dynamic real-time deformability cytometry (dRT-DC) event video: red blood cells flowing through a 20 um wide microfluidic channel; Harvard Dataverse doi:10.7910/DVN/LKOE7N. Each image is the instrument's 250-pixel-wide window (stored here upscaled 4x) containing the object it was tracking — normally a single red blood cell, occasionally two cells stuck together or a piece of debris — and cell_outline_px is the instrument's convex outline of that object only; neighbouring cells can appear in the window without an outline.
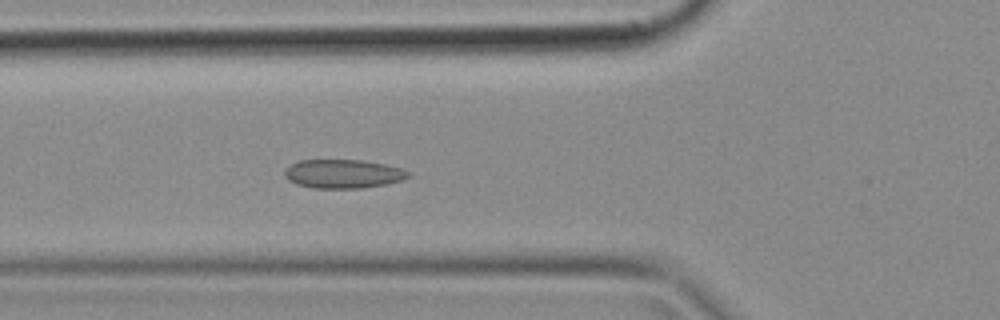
{"species": "common noctule bat (a hibernating species)", "species_latin": "Nyctalus noctula", "temperature_condition": "cold", "stored_images_in_passage": 48, "camera_frame_rate_fps": 3000, "um_per_image_px": 0.085, "animal": {"sex": "female", "body_mass_g": 18.4}, "frame": {"image": 1, "passage_image": 16, "time_ms": 5.0, "image_size_px": [1000, 320], "cell_outline_px": [[412, 176], [400, 180], [384, 184], [360, 188], [312, 188], [296, 184], [288, 180], [284, 176], [284, 172], [292, 164], [300, 160], [360, 160], [384, 164], [400, 168], [412, 172]], "centroid_in_image_um": [29.17, 14.78], "position_along_channel_um": 96.6, "area_um2": 20.63}}
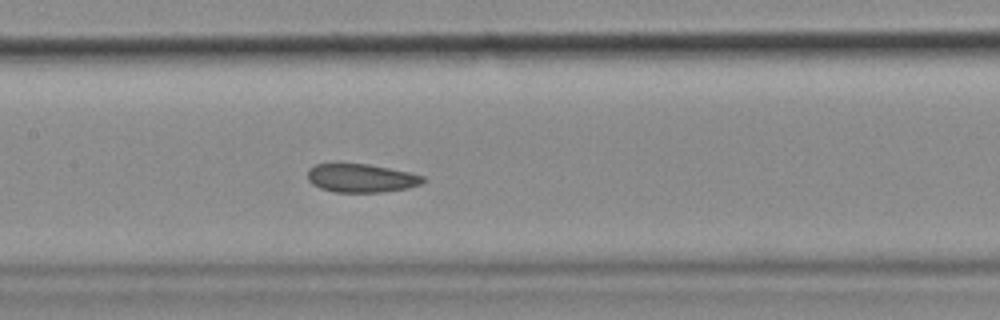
{"frame": {"image": 2, "passage_image": 22, "time_ms": 7.0, "image_size_px": [1000, 320], "cell_outline_px": [[428, 180], [420, 184], [408, 188], [380, 192], [336, 192], [320, 188], [312, 184], [308, 180], [308, 168], [316, 164], [368, 164], [408, 172], [424, 176]], "centroid_in_image_um": [30.71, 15.14], "position_along_channel_um": 176.7, "area_um2": 19.07}}
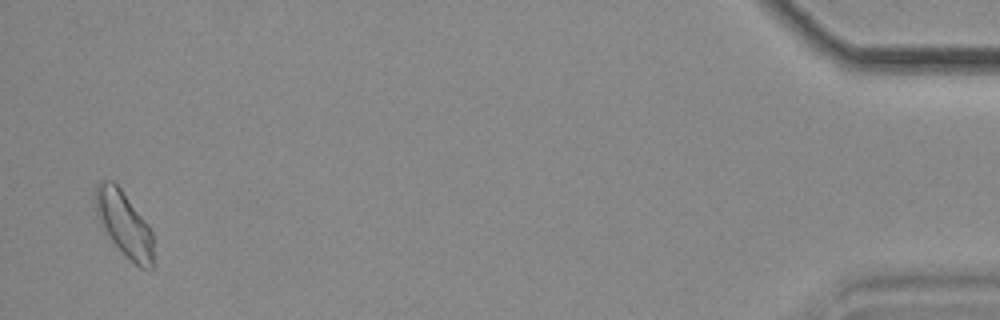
{"frame": {"image": 3, "passage_image": 47, "time_ms": 15.333, "image_size_px": [1000, 320], "cell_outline_px": [[156, 264], [152, 268], [140, 268], [112, 240], [96, 216], [96, 184], [104, 180], [112, 180], [120, 188], [148, 224], [152, 232]], "centroid_in_image_um": [10.61, 19.06], "position_along_channel_um": 424.6, "area_um2": 21.68}}